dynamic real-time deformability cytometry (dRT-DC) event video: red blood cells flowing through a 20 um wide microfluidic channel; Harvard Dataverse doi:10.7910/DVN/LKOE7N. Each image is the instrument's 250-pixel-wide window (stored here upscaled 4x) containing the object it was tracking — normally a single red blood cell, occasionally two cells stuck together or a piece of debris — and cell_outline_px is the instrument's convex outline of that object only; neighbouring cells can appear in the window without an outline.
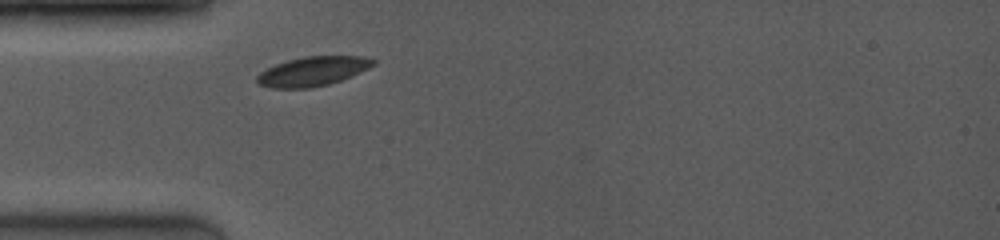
{"species": "common noctule bat (a hibernating species)", "species_latin": "Nyctalus noctula", "temperature_condition": "room temperature", "stored_images_in_passage": 1, "camera_frame_rate_fps": 4000, "um_per_image_px": 0.085, "animal": {"sex": "female", "body_mass_g": 19.0, "forearm_length_mm": 53.3}, "frame": {"image": 1, "passage_image": 1, "time_ms": 0.0, "image_size_px": [1000, 240], "cell_outline_px": [[376, 64], [352, 76], [328, 84], [312, 88], [268, 88], [256, 84], [256, 76], [260, 72], [276, 64], [288, 60], [308, 56], [360, 56], [376, 60]], "centroid_in_image_um": [26.55, 6.07], "position_along_channel_um": 58.4, "area_um2": 19.88}}